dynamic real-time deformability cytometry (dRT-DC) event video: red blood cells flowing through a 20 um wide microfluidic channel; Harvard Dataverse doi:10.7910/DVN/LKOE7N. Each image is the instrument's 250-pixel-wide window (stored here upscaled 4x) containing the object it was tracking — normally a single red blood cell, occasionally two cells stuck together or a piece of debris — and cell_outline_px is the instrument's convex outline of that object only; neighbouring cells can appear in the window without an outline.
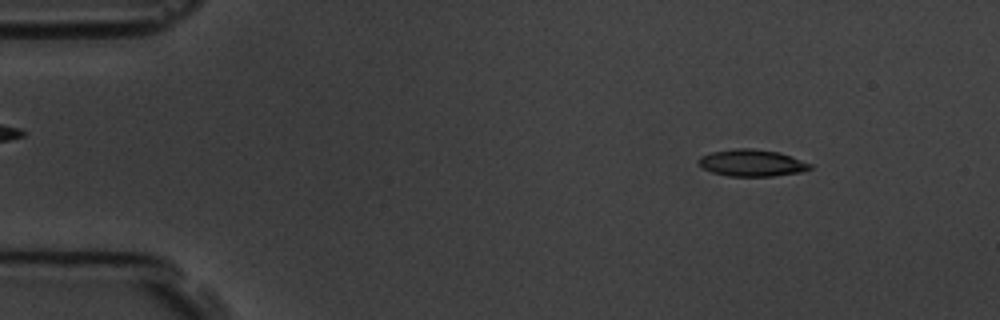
{"species": "common noctule bat (a hibernating species)", "species_latin": "Nyctalus noctula", "temperature_condition": "room temperature", "stored_images_in_passage": 57, "camera_frame_rate_fps": 3000, "um_per_image_px": 0.085, "animal": {"sex": "male", "body_mass_g": 19.5, "forearm_length_mm": 54.6}, "frame": {"image": 1, "passage_image": 8, "time_ms": 2.333, "image_size_px": [1000, 320], "cell_outline_px": [[812, 168], [800, 172], [772, 176], [728, 176], [712, 172], [700, 168], [696, 164], [696, 160], [700, 156], [712, 152], [736, 148], [752, 148], [780, 152], [812, 164]], "centroid_in_image_um": [63.85, 13.84], "position_along_channel_um": 21.2, "area_um2": 17.63}}
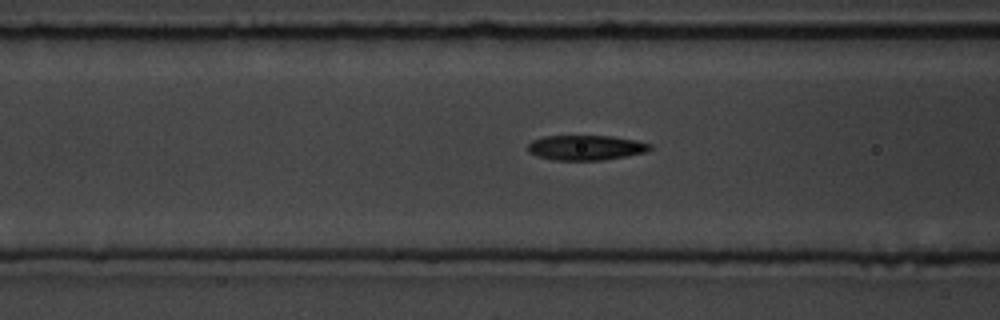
{"frame": {"image": 2, "passage_image": 23, "time_ms": 7.333, "image_size_px": [1000, 320], "cell_outline_px": [[652, 148], [648, 152], [604, 160], [556, 160], [540, 156], [528, 152], [528, 144], [532, 140], [544, 136], [612, 136], [636, 140], [652, 144]], "centroid_in_image_um": [49.84, 12.54], "position_along_channel_um": 116.8, "area_um2": 17.8}}
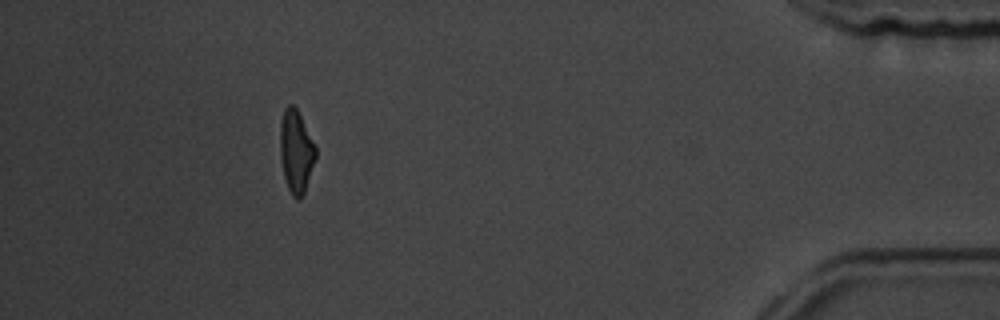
{"frame": {"image": 3, "passage_image": 52, "time_ms": 17.0, "image_size_px": [1000, 320], "cell_outline_px": [[316, 156], [304, 192], [300, 200], [296, 200], [292, 196], [288, 188], [284, 176], [280, 160], [280, 124], [284, 108], [288, 104], [292, 104], [296, 108], [316, 148]], "centroid_in_image_um": [25.14, 12.89], "position_along_channel_um": 410.1, "area_um2": 16.94}, "authors_computed_cell_mechanics": {"area_um2": 17.629, "velocity_mm_per_s": 3.636, "shape_relaxation_time_tau1_ms": 4.0917, "shape_relaxation_time_tau2_ms": 3.2066, "deformation_change_tau1": 0.1479, "deformation_change_tau2": 0.1044}}